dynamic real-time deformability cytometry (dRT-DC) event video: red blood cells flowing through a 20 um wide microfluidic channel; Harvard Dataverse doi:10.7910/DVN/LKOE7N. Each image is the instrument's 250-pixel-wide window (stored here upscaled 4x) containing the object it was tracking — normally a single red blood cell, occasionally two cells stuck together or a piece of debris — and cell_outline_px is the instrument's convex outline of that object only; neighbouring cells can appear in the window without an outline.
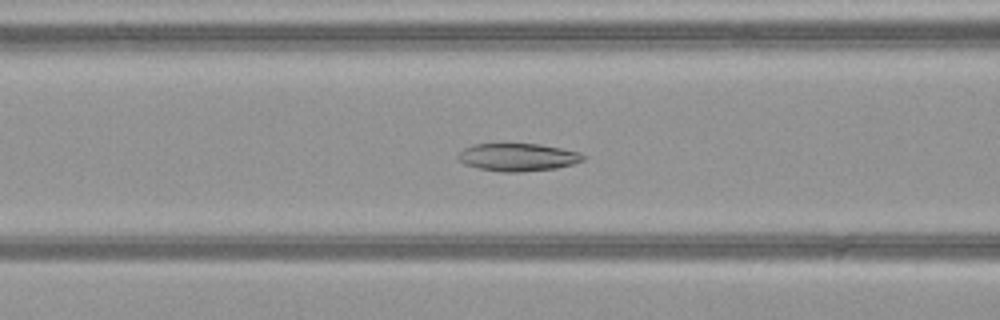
{"species": "common noctule bat (a hibernating species)", "species_latin": "Nyctalus noctula", "temperature_condition": "warm", "stored_images_in_passage": 45, "camera_frame_rate_fps": 3000, "um_per_image_px": 0.085, "animal": {"sex": "female", "body_mass_g": 21.9}, "frame": {"image": 1, "passage_image": 16, "time_ms": 5.0, "image_size_px": [1000, 320], "cell_outline_px": [[584, 160], [572, 164], [556, 168], [520, 172], [504, 172], [480, 168], [464, 164], [456, 156], [464, 148], [472, 144], [540, 144], [580, 152], [584, 156]], "centroid_in_image_um": [44.01, 13.36], "position_along_channel_um": 122.6, "area_um2": 20.06}}
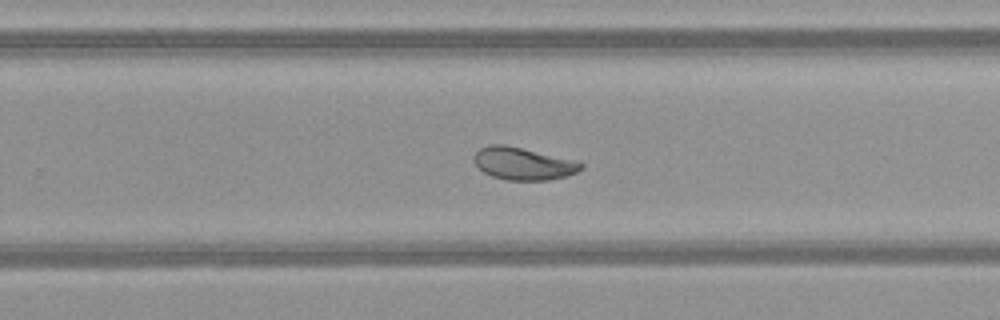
{"frame": {"image": 2, "passage_image": 28, "time_ms": 9.0, "image_size_px": [1000, 320], "cell_outline_px": [[584, 168], [568, 176], [548, 180], [504, 180], [492, 176], [484, 172], [472, 160], [476, 152], [480, 148], [488, 144], [504, 144], [580, 160], [584, 164]], "centroid_in_image_um": [44.52, 13.9], "position_along_channel_um": 285.3, "area_um2": 20.63}}
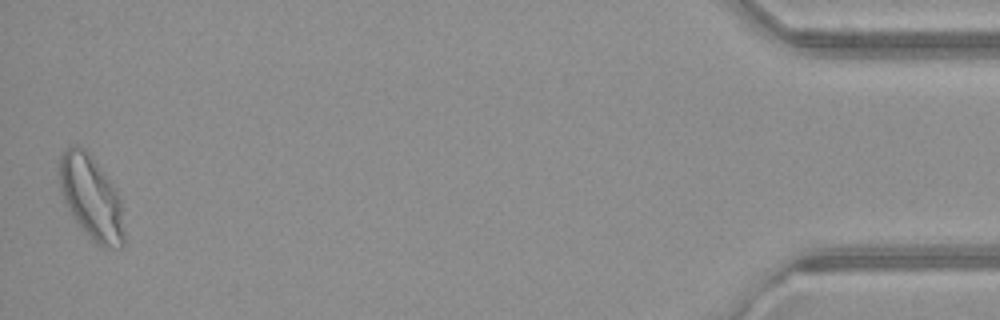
{"frame": {"image": 3, "passage_image": 45, "time_ms": 14.667, "image_size_px": [1000, 320], "cell_outline_px": [[124, 244], [120, 248], [104, 248], [96, 244], [88, 236], [76, 220], [64, 200], [60, 188], [56, 172], [60, 156], [64, 148], [72, 144], [76, 144], [84, 148], [92, 156], [116, 188], [120, 196], [124, 232]], "centroid_in_image_um": [7.74, 16.75], "position_along_channel_um": 427.5, "area_um2": 32.14}, "authors_computed_cell_mechanics": {"area_um2": 22.831, "velocity_mm_per_s": 4.0734, "shape_relaxation_time_tau1_ms": 6.4915, "shape_relaxation_time_tau2_ms": 1.1287, "deformation_change_tau1": 0.1656, "deformation_change_tau2": 0.049}}